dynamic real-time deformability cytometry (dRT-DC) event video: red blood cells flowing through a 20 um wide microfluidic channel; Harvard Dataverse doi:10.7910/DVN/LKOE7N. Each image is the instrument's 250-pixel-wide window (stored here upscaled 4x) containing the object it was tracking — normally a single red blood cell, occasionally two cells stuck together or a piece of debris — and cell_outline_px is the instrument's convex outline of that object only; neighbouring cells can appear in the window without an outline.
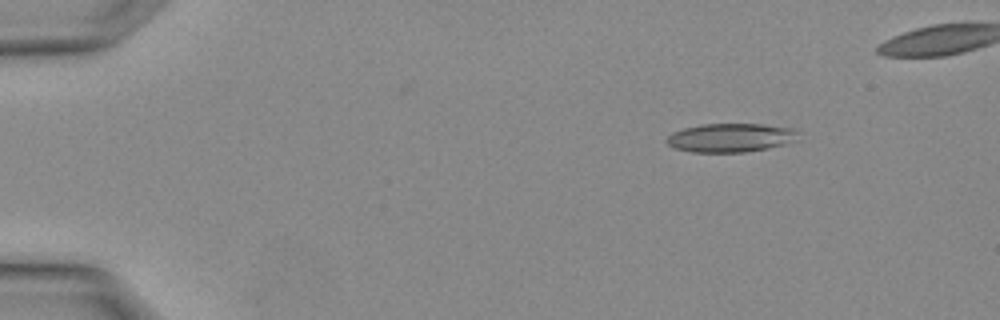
{"species": "Egyptian fruit bat (a non-hibernating species)", "species_latin": "Rousettus aegyptiacus", "temperature_condition": "warm", "stored_images_in_passage": 3, "camera_frame_rate_fps": 3000, "um_per_image_px": 0.085, "animal": {"sex": "female"}, "frame": {"image": 1, "passage_image": 1, "time_ms": 0.0, "image_size_px": [1000, 320], "cell_outline_px": [[800, 132], [796, 140], [788, 144], [744, 152], [692, 152], [676, 148], [668, 144], [664, 140], [672, 132], [684, 128], [704, 124], [764, 124], [796, 128]], "centroid_in_image_um": [62.15, 11.7], "position_along_channel_um": 22.8, "area_um2": 22.2}}